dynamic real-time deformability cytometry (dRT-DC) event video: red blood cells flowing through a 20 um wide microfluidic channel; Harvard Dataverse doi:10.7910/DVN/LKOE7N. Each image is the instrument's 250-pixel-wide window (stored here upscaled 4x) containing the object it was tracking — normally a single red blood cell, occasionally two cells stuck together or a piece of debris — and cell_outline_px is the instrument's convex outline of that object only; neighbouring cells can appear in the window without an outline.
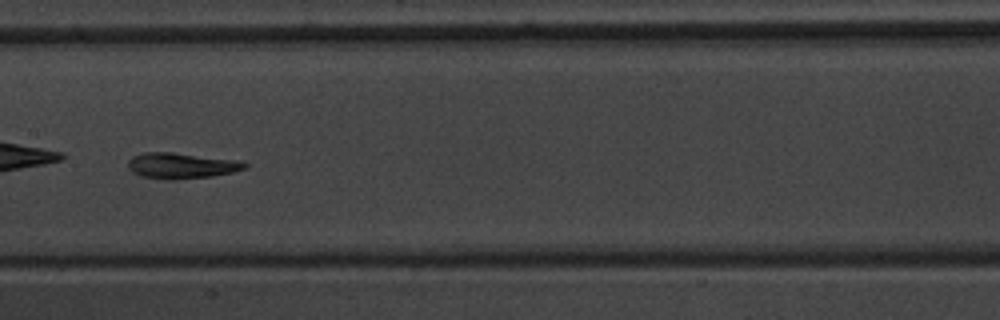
{"species": "common noctule bat (a hibernating species)", "species_latin": "Nyctalus noctula", "temperature_condition": "warm", "stored_images_in_passage": 56, "camera_frame_rate_fps": 3000, "um_per_image_px": 0.085, "animal": {"sex": "male", "body_mass_g": 20.1, "forearm_length_mm": 53.5}, "frame": {"image": 1, "passage_image": 30, "time_ms": 9.667, "image_size_px": [1000, 320], "cell_outline_px": [[248, 168], [232, 172], [212, 176], [176, 180], [168, 180], [140, 176], [132, 172], [128, 168], [128, 160], [132, 156], [144, 152], [172, 152], [236, 160], [248, 164]], "centroid_in_image_um": [15.38, 14.09], "position_along_channel_um": 192.0, "area_um2": 17.63}}
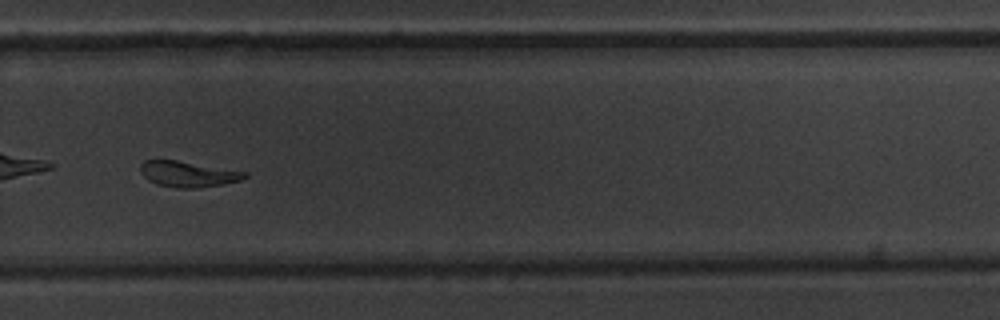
{"frame": {"image": 2, "passage_image": 40, "time_ms": 13.0, "image_size_px": [1000, 320], "cell_outline_px": [[248, 176], [240, 180], [224, 184], [196, 188], [176, 188], [156, 184], [148, 180], [140, 172], [140, 164], [144, 160], [176, 160], [248, 172]], "centroid_in_image_um": [15.97, 14.8], "position_along_channel_um": 313.8, "area_um2": 15.66}}
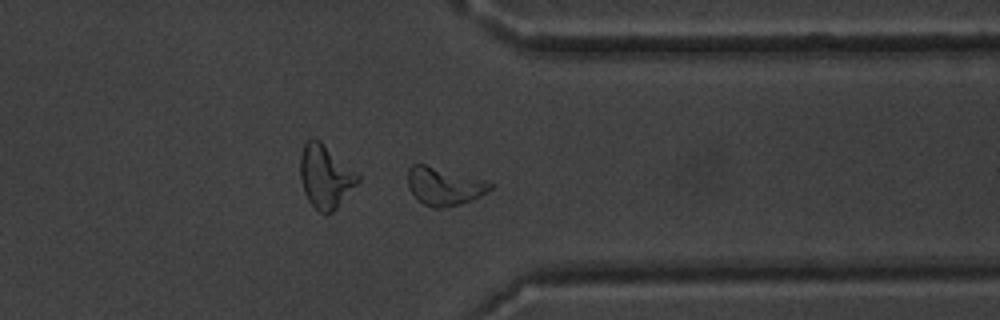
{"frame": {"image": 3, "passage_image": 45, "time_ms": 14.667, "image_size_px": [1000, 320], "cell_outline_px": [[492, 188], [472, 200], [460, 204], [440, 208], [432, 208], [424, 204], [408, 188], [408, 168], [412, 164], [424, 164], [484, 180], [492, 184]], "centroid_in_image_um": [37.72, 15.83], "position_along_channel_um": 373.7, "area_um2": 17.8}, "authors_computed_cell_mechanics": {"area_um2": 17.8313, "velocity_mm_per_s": 3.6716, "shape_relaxation_time_tau1_ms": 5.8462, "shape_relaxation_time_tau2_ms": 3.7285, "deformation_change_tau1": 0.1859, "deformation_change_tau2": 0.1243}}